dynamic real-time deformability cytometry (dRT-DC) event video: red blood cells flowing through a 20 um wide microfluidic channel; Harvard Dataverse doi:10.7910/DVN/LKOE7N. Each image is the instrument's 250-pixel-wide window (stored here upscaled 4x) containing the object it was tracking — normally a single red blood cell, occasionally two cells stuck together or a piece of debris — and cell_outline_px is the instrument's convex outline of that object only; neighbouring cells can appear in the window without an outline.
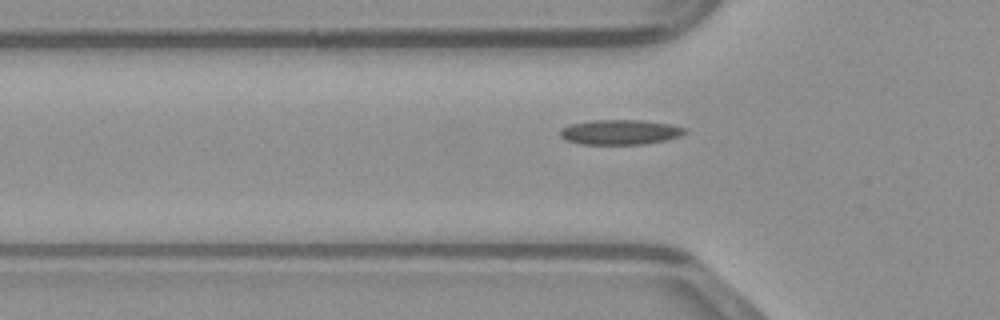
{"species": "common noctule bat (a hibernating species)", "species_latin": "Nyctalus noctula", "temperature_condition": "warm", "stored_images_in_passage": 37, "camera_frame_rate_fps": 3000, "um_per_image_px": 0.085, "animal": {"sex": "male", "body_mass_g": 23.1, "forearm_length_mm": 52.7}, "frame": {"image": 1, "passage_image": 9, "time_ms": 2.667, "image_size_px": [1000, 320], "cell_outline_px": [[688, 132], [680, 136], [664, 140], [644, 144], [580, 144], [564, 140], [560, 136], [560, 128], [568, 124], [592, 120], [640, 120], [672, 124], [688, 128]], "centroid_in_image_um": [52.7, 11.22], "position_along_channel_um": 73.1, "area_um2": 18.38}}
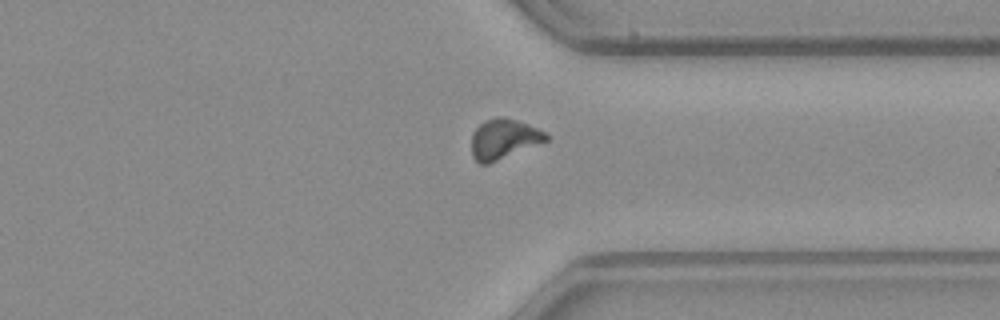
{"frame": {"image": 2, "passage_image": 30, "time_ms": 9.667, "image_size_px": [1000, 320], "cell_outline_px": [[548, 140], [488, 164], [480, 164], [472, 156], [472, 132], [484, 120], [500, 116], [504, 116], [528, 124], [544, 132], [548, 136]], "centroid_in_image_um": [42.78, 11.8], "position_along_channel_um": 368.6, "area_um2": 17.22}}
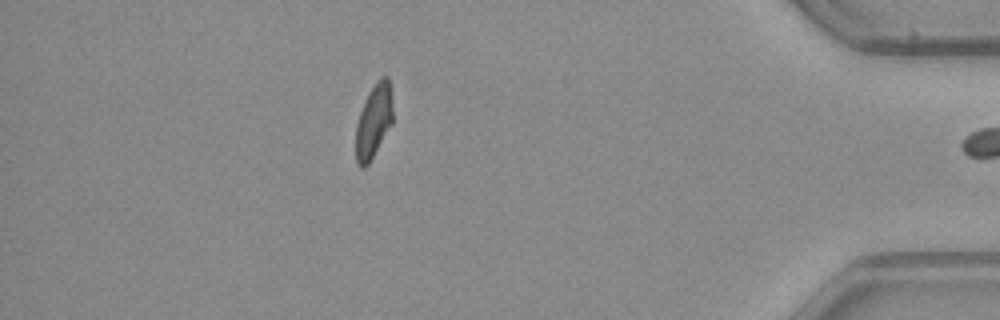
{"frame": {"image": 3, "passage_image": 36, "time_ms": 11.667, "image_size_px": [1000, 320], "cell_outline_px": [[392, 124], [368, 164], [364, 168], [360, 168], [356, 164], [356, 124], [364, 100], [368, 92], [376, 80], [380, 76], [388, 76], [392, 108]], "centroid_in_image_um": [31.74, 10.29], "position_along_channel_um": 403.5, "area_um2": 15.9}}